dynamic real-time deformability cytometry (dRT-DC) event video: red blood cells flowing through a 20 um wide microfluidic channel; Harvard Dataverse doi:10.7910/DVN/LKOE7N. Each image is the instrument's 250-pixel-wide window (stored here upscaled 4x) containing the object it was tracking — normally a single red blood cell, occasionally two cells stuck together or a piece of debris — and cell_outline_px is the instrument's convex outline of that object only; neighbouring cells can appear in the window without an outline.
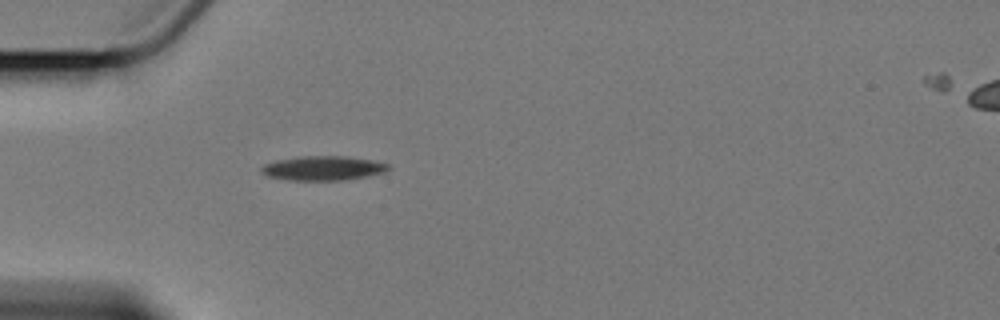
{"species": "Egyptian fruit bat (a non-hibernating species)", "species_latin": "Rousettus aegyptiacus", "temperature_condition": "cold", "stored_images_in_passage": 6, "camera_frame_rate_fps": 3000, "um_per_image_px": 0.085, "animal": {"sex": "female"}, "frame": {"image": 1, "passage_image": 5, "time_ms": 5.667, "image_size_px": [1000, 320], "cell_outline_px": [[392, 168], [384, 172], [368, 176], [344, 180], [292, 180], [268, 176], [260, 172], [260, 168], [264, 164], [276, 160], [300, 156], [348, 156], [372, 160], [388, 164]], "centroid_in_image_um": [27.47, 14.29], "position_along_channel_um": 57.5, "area_um2": 18.09}}